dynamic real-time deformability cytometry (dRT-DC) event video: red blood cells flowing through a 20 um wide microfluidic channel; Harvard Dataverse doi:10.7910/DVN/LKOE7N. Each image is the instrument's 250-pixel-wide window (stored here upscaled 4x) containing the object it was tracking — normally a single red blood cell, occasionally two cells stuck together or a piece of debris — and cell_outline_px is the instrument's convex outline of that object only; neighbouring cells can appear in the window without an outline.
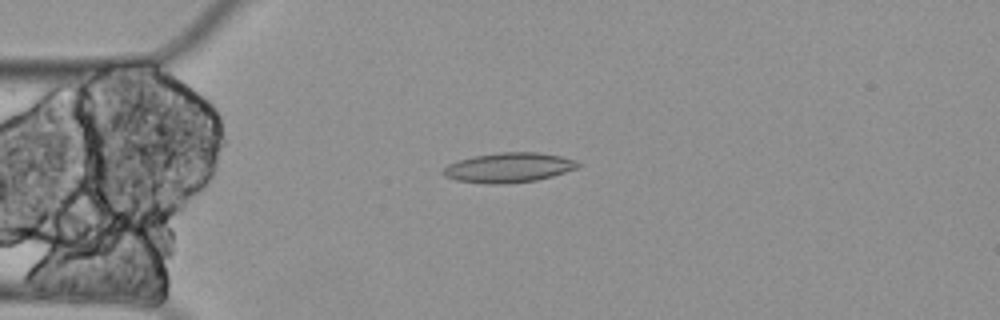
{"species": "Egyptian fruit bat (a non-hibernating species)", "species_latin": "Rousettus aegyptiacus", "temperature_condition": "cold", "stored_images_in_passage": 2, "camera_frame_rate_fps": 3000, "um_per_image_px": 0.085, "animal": {"sex": "female"}, "frame": {"image": 1, "passage_image": 1, "time_ms": 0.0, "image_size_px": [1000, 320], "cell_outline_px": [[580, 164], [576, 168], [552, 176], [536, 180], [504, 184], [488, 184], [456, 180], [444, 176], [440, 172], [448, 164], [456, 160], [472, 156], [500, 152], [536, 152], [560, 156], [576, 160]], "centroid_in_image_um": [43.18, 14.24], "position_along_channel_um": 41.8, "area_um2": 23.41}}